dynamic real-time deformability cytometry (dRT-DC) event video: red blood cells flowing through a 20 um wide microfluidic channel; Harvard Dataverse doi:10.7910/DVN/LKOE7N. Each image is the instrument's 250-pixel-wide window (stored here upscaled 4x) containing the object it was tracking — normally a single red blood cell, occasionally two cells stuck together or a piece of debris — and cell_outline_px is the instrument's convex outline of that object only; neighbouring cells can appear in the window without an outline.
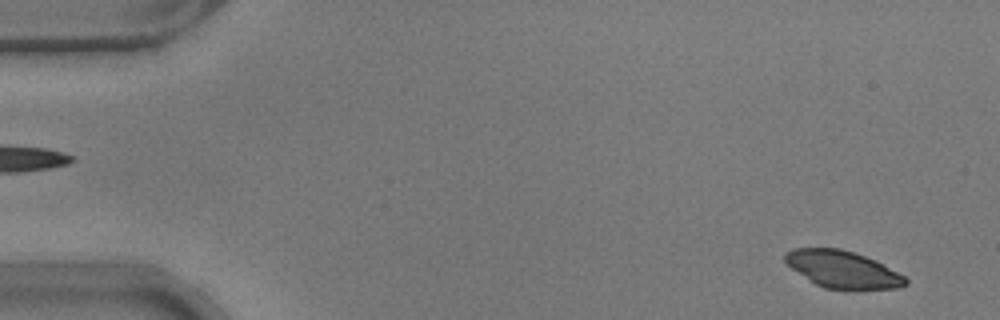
{"species": "common noctule bat (a hibernating species)", "species_latin": "Nyctalus noctula", "temperature_condition": "warm", "stored_images_in_passage": 33, "camera_frame_rate_fps": 3000, "um_per_image_px": 0.085, "animal": {"sex": "male", "body_mass_g": 17.9}, "frame": {"image": 1, "passage_image": 3, "time_ms": 0.667, "image_size_px": [1000, 320], "cell_outline_px": [[908, 284], [896, 288], [824, 288], [808, 280], [792, 268], [784, 260], [784, 252], [792, 248], [840, 248], [876, 260], [884, 264], [904, 276], [908, 280]], "centroid_in_image_um": [71.6, 22.87], "position_along_channel_um": 13.4, "area_um2": 25.66}}